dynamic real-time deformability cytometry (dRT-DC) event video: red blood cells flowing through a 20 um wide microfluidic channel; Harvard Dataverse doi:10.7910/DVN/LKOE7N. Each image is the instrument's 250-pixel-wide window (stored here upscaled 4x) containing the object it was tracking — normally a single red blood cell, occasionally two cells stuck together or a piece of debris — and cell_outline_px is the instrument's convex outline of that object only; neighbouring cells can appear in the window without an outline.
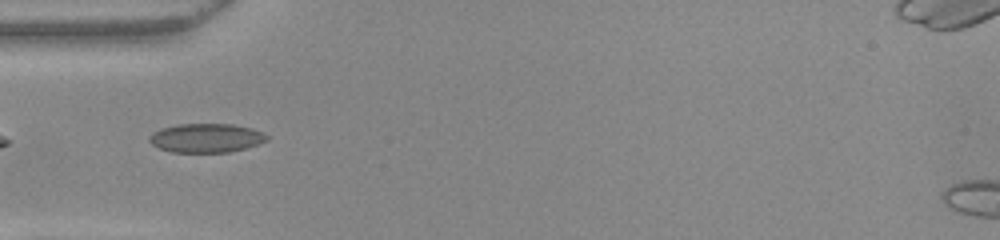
{"species": "common noctule bat (a hibernating species)", "species_latin": "Nyctalus noctula", "temperature_condition": "warm", "stored_images_in_passage": 37, "camera_frame_rate_fps": 3000, "um_per_image_px": 0.085, "animal": {"sex": "female", "body_mass_g": 22.0, "forearm_length_mm": 56.7}, "frame": {"image": 1, "passage_image": 2, "time_ms": 0.333, "image_size_px": [1000, 240], "cell_outline_px": [[268, 140], [244, 148], [228, 152], [172, 152], [160, 148], [152, 144], [148, 140], [148, 136], [152, 132], [160, 128], [176, 124], [232, 124], [252, 128], [264, 132], [268, 136]], "centroid_in_image_um": [17.5, 11.71], "position_along_channel_um": 67.5, "area_um2": 19.88}}
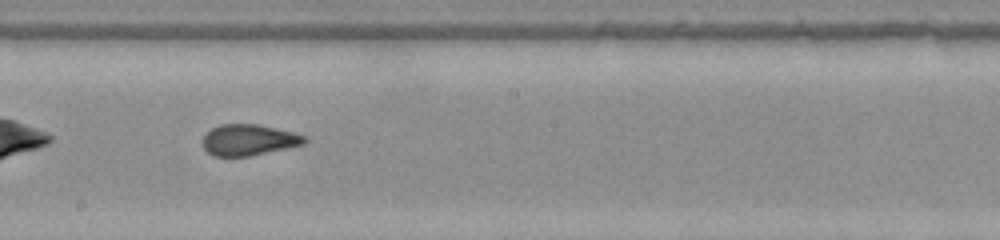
{"frame": {"image": 2, "passage_image": 14, "time_ms": 4.333, "image_size_px": [1000, 240], "cell_outline_px": [[308, 140], [304, 144], [288, 148], [248, 156], [212, 156], [204, 148], [204, 136], [212, 128], [220, 124], [256, 124], [276, 128], [308, 136]], "centroid_in_image_um": [21.18, 11.89], "position_along_channel_um": 227.0, "area_um2": 18.38}}
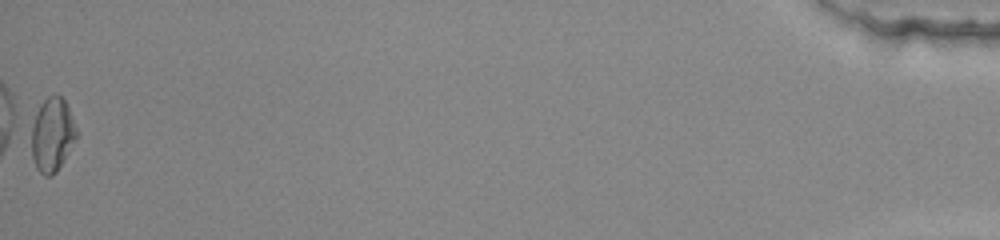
{"frame": {"image": 3, "passage_image": 37, "time_ms": 12.0, "image_size_px": [1000, 240], "cell_outline_px": [[76, 140], [56, 172], [52, 176], [44, 176], [36, 168], [32, 156], [32, 128], [36, 112], [40, 104], [48, 96], [60, 96], [64, 100], [68, 108], [76, 128]], "centroid_in_image_um": [4.43, 11.48], "position_along_channel_um": 430.8, "area_um2": 19.02}, "authors_computed_cell_mechanics": {"area_um2": 18.785, "velocity_mm_per_s": 3.982, "shape_relaxation_time_tau1_ms": null, "shape_relaxation_time_tau2_ms": 0.9602, "deformation_change_tau1": null, "deformation_change_tau2": 0.0706}}